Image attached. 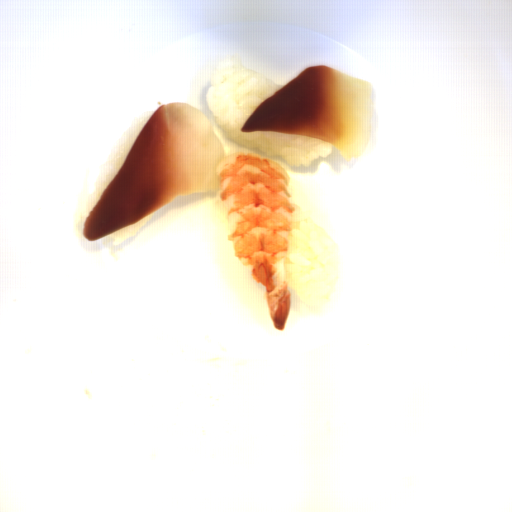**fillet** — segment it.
<instances>
[{"instance_id": "obj_1", "label": "fillet", "mask_w": 512, "mask_h": 512, "mask_svg": "<svg viewBox=\"0 0 512 512\" xmlns=\"http://www.w3.org/2000/svg\"><path fill=\"white\" fill-rule=\"evenodd\" d=\"M225 157L207 114L185 101L158 105L85 218L83 238L94 243L180 195L220 189Z\"/></svg>"}, {"instance_id": "obj_2", "label": "fillet", "mask_w": 512, "mask_h": 512, "mask_svg": "<svg viewBox=\"0 0 512 512\" xmlns=\"http://www.w3.org/2000/svg\"><path fill=\"white\" fill-rule=\"evenodd\" d=\"M373 114L372 82L319 64L260 102L240 129L307 135L354 162L370 142Z\"/></svg>"}]
</instances>
